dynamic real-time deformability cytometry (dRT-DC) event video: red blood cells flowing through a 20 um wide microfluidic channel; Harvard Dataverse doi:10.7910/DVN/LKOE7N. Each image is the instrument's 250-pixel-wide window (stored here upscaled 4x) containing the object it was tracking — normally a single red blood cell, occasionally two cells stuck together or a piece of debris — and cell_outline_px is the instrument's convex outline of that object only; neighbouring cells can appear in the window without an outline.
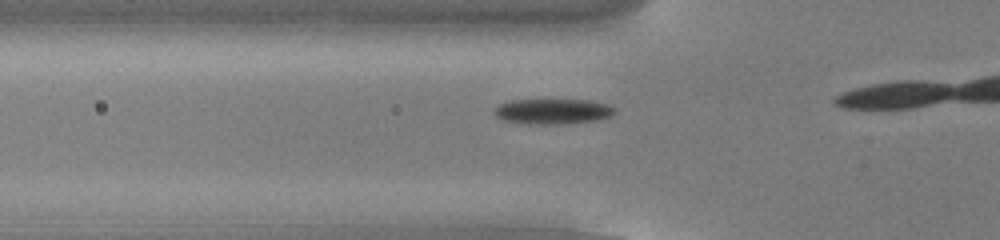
{"species": "common noctule bat (a hibernating species)", "species_latin": "Nyctalus noctula", "temperature_condition": "cold", "stored_images_in_passage": 18, "camera_frame_rate_fps": 3000, "um_per_image_px": 0.085, "animal": {"sex": "male", "body_mass_g": 13.0, "forearm_length_mm": 53.1}, "frame": {"image": 1, "passage_image": 13, "time_ms": 4.0, "image_size_px": [1000, 240], "cell_outline_px": [[616, 112], [612, 116], [596, 120], [564, 124], [528, 124], [504, 120], [496, 116], [492, 112], [492, 108], [500, 104], [512, 100], [588, 100], [608, 104], [616, 108]], "centroid_in_image_um": [46.99, 9.47], "position_along_channel_um": 78.8, "area_um2": 17.92}}
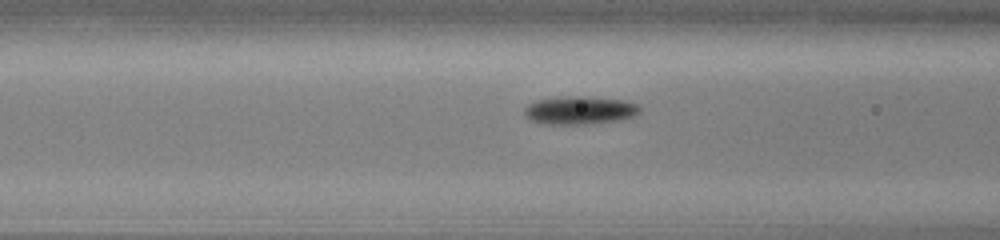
{"frame": {"image": 2, "passage_image": 16, "time_ms": 5.0, "image_size_px": [1000, 240], "cell_outline_px": [[640, 112], [632, 116], [620, 120], [584, 124], [540, 124], [532, 120], [524, 112], [524, 108], [528, 104], [536, 100], [560, 96], [584, 96], [624, 100], [636, 104], [640, 108]], "centroid_in_image_um": [49.25, 9.36], "position_along_channel_um": 117.3, "area_um2": 18.9}}